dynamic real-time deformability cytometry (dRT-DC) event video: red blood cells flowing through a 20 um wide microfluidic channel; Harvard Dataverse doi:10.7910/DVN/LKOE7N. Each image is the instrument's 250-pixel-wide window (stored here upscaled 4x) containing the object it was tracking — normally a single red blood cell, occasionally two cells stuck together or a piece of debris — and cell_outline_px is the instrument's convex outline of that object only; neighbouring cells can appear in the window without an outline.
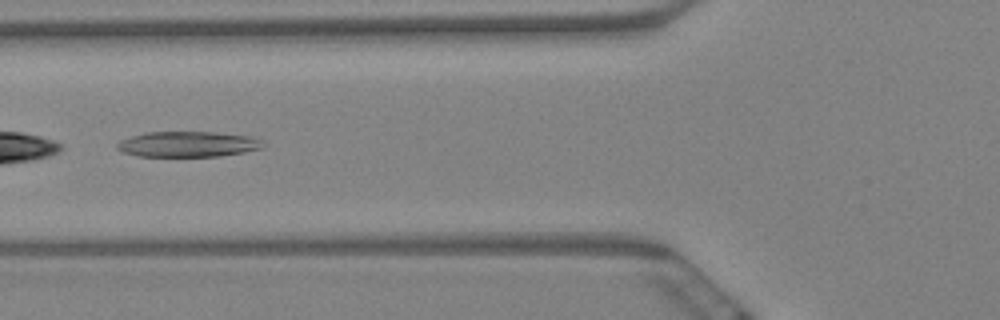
{"species": "Egyptian fruit bat (a non-hibernating species)", "species_latin": "Rousettus aegyptiacus", "temperature_condition": "warm", "stored_images_in_passage": 10, "camera_frame_rate_fps": 3000, "um_per_image_px": 0.085, "animal": {"sex": "female"}, "frame": {"image": 1, "passage_image": 6, "time_ms": 1.667, "image_size_px": [1000, 320], "cell_outline_px": [[264, 144], [260, 148], [244, 152], [220, 156], [136, 156], [124, 152], [116, 148], [116, 144], [120, 140], [144, 132], [212, 132], [248, 136], [260, 140]], "centroid_in_image_um": [15.91, 12.26], "position_along_channel_um": 109.9, "area_um2": 21.5}}
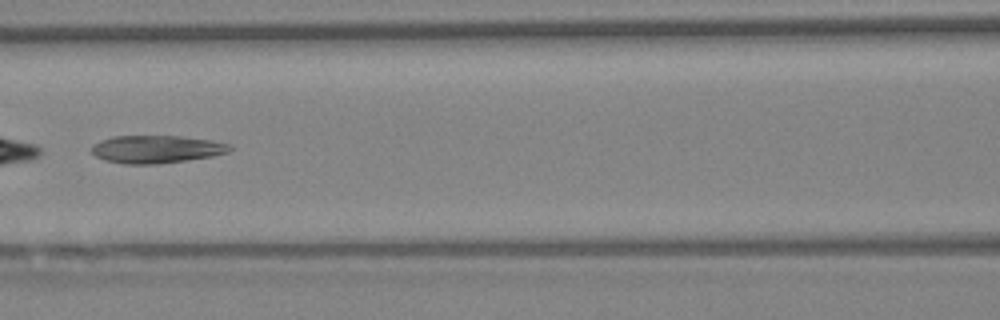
{"frame": {"image": 2, "passage_image": 7, "time_ms": 2.0, "image_size_px": [1000, 320], "cell_outline_px": [[232, 148], [228, 152], [212, 156], [156, 164], [124, 164], [104, 160], [96, 156], [92, 152], [92, 144], [100, 140], [112, 136], [180, 136], [208, 140], [232, 144]], "centroid_in_image_um": [13.26, 12.68], "position_along_channel_um": 153.3, "area_um2": 22.25}}